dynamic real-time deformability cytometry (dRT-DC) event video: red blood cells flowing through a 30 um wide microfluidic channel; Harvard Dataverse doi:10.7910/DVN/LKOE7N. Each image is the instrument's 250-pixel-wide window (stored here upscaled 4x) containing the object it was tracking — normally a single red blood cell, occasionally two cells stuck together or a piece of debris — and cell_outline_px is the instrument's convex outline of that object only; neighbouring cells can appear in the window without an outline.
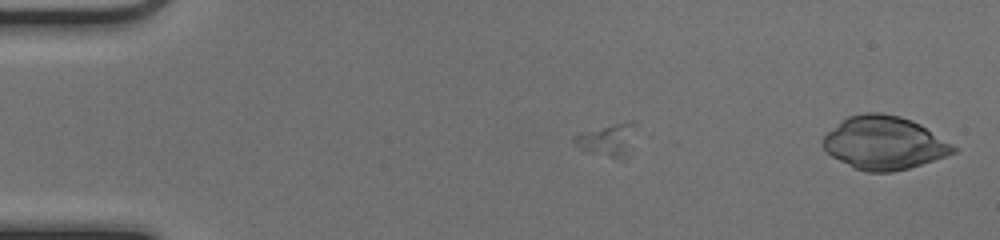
{"species": "common noctule bat (a hibernating species)", "species_latin": "Nyctalus noctula", "temperature_condition": "cold", "stored_images_in_passage": 43, "camera_frame_rate_fps": 3000, "um_per_image_px": 0.085, "animal": {"sex": "female", "body_mass_g": 17.0, "forearm_length_mm": 48.0}, "frame": {"image": 1, "passage_image": 1, "time_ms": 0.0, "image_size_px": [1000, 240], "cell_outline_px": [[632, 124], [624, 156], [612, 156], [592, 152], [580, 148], [572, 140], [572, 136], [580, 132], [612, 124], [632, 120]], "centroid_in_image_um": [51.46, 11.83], "position_along_channel_um": 33.5, "area_um2": 10.23}}
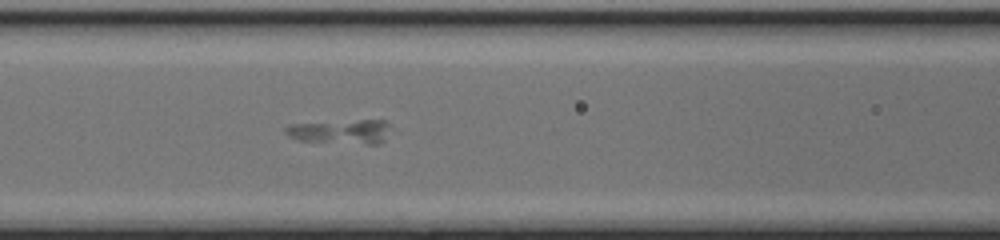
{"frame": {"image": 2, "passage_image": 13, "time_ms": 4.0, "image_size_px": [1000, 240], "cell_outline_px": [[388, 124], [384, 140], [380, 144], [368, 144], [296, 140], [288, 136], [284, 132], [284, 128], [288, 124], [360, 120], [384, 120]], "centroid_in_image_um": [28.89, 11.19], "position_along_channel_um": 137.7, "area_um2": 14.68}}
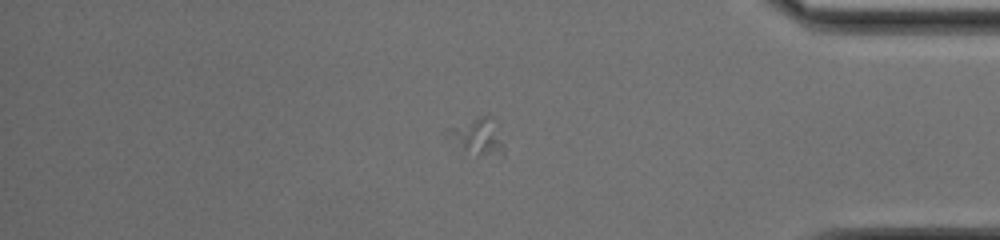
{"frame": {"image": 3, "passage_image": 34, "time_ms": 11.0, "image_size_px": [1000, 240], "cell_outline_px": [[504, 156], [476, 156], [464, 148], [448, 128], [480, 116], [488, 116], [504, 148]], "centroid_in_image_um": [40.7, 11.66], "position_along_channel_um": 394.5, "area_um2": 10.52}}